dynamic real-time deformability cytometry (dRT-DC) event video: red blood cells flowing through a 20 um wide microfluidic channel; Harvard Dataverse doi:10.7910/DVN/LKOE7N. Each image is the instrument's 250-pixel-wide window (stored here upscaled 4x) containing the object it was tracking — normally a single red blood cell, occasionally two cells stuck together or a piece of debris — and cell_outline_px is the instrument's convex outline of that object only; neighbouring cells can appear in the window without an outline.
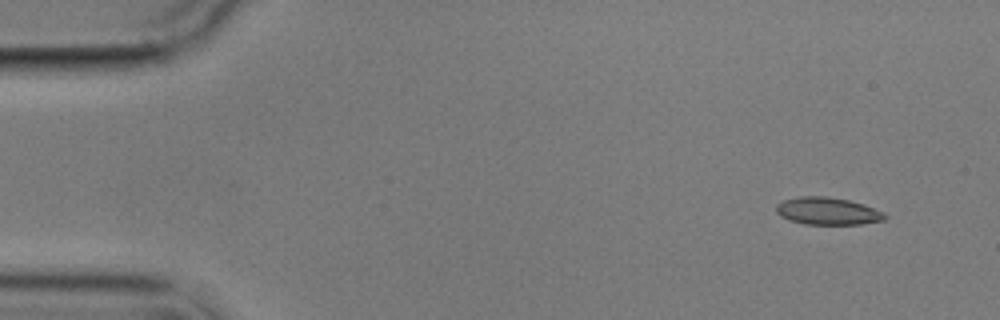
{"species": "common noctule bat (a hibernating species)", "species_latin": "Nyctalus noctula", "temperature_condition": "cold", "stored_images_in_passage": 13, "camera_frame_rate_fps": 3000, "um_per_image_px": 0.085, "animal": {"sex": "male", "body_mass_g": 17.9}, "frame": {"image": 1, "passage_image": 2, "time_ms": 1.333, "image_size_px": [1000, 320], "cell_outline_px": [[888, 216], [884, 220], [860, 224], [804, 224], [788, 220], [780, 216], [776, 212], [776, 204], [780, 200], [800, 196], [824, 196], [848, 200], [864, 204], [884, 212]], "centroid_in_image_um": [70.31, 17.94], "position_along_channel_um": 14.7, "area_um2": 17.51}}
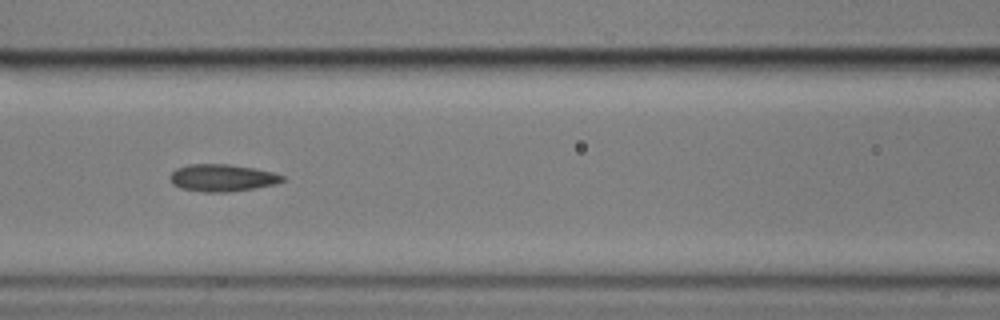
{"frame": {"image": 2, "passage_image": 7, "time_ms": 8.0, "image_size_px": [1000, 320], "cell_outline_px": [[284, 180], [276, 184], [228, 192], [204, 192], [180, 188], [172, 184], [168, 176], [176, 168], [188, 164], [228, 164], [256, 168], [272, 172], [284, 176]], "centroid_in_image_um": [18.85, 15.11], "position_along_channel_um": 147.8, "area_um2": 17.86}}
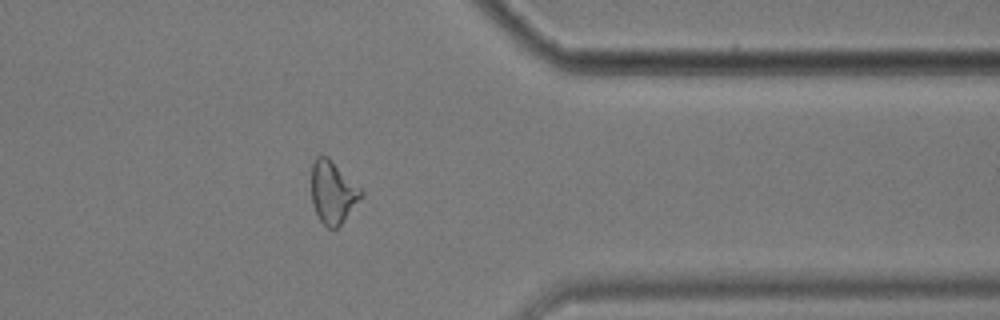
{"frame": {"image": 3, "passage_image": 13, "time_ms": 15.0, "image_size_px": [1000, 320], "cell_outline_px": [[364, 196], [340, 224], [336, 228], [328, 228], [320, 220], [312, 204], [312, 164], [316, 156], [328, 156], [364, 192]], "centroid_in_image_um": [28.3, 16.33], "position_along_channel_um": 383.1, "area_um2": 17.92}, "authors_computed_cell_mechanics": {"area_um2": 17.5134, "velocity_mm_per_s": 3.5418, "shape_relaxation_time_tau1_ms": 10.5218, "shape_relaxation_time_tau2_ms": 2.8518, "deformation_change_tau1": 0.1767, "deformation_change_tau2": 0.0894}}